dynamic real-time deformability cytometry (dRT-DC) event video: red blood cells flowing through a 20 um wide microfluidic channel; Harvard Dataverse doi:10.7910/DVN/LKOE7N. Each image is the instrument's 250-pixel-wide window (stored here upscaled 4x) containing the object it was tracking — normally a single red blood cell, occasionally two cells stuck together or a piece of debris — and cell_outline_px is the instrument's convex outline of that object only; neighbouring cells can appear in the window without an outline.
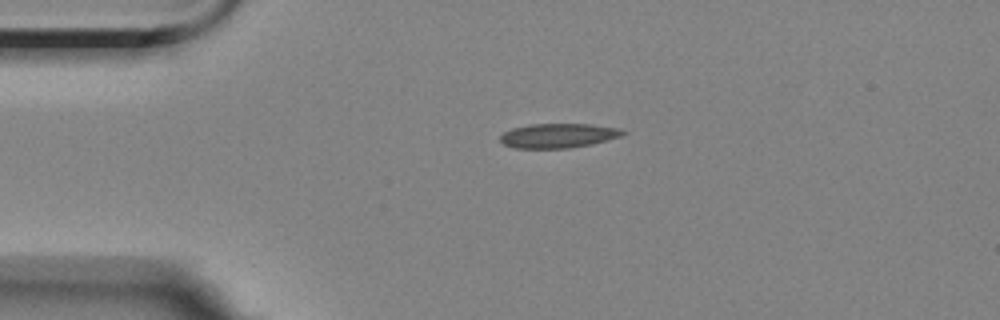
{"species": "Egyptian fruit bat (a non-hibernating species)", "species_latin": "Rousettus aegyptiacus", "temperature_condition": "room temperature", "stored_images_in_passage": 3, "camera_frame_rate_fps": 3000, "um_per_image_px": 0.085, "animal": {"sex": "female"}, "frame": {"image": 1, "passage_image": 1, "time_ms": 0.0, "image_size_px": [1000, 320], "cell_outline_px": [[628, 132], [620, 136], [592, 144], [568, 148], [516, 148], [504, 144], [500, 140], [500, 136], [504, 132], [512, 128], [528, 124], [588, 124], [620, 128]], "centroid_in_image_um": [47.45, 11.52], "position_along_channel_um": 37.6, "area_um2": 17.4}}
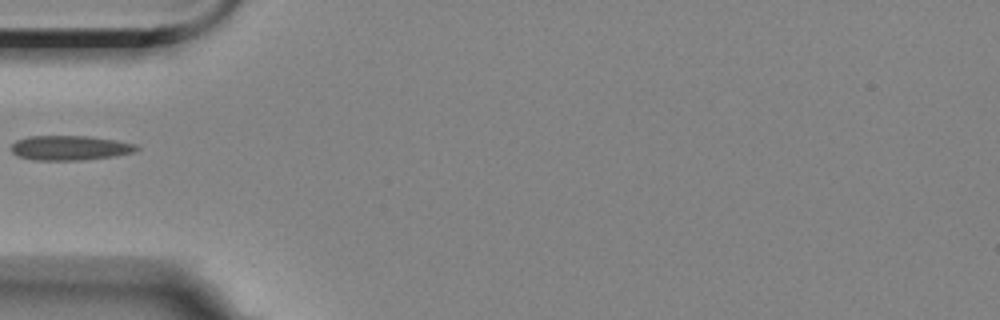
{"frame": {"image": 2, "passage_image": 3, "time_ms": 2.0, "image_size_px": [1000, 320], "cell_outline_px": [[140, 148], [132, 152], [116, 156], [80, 160], [36, 160], [16, 156], [12, 152], [12, 144], [16, 140], [28, 136], [88, 136], [116, 140], [136, 144]], "centroid_in_image_um": [5.94, 12.57], "position_along_channel_um": 79.1, "area_um2": 18.03}}